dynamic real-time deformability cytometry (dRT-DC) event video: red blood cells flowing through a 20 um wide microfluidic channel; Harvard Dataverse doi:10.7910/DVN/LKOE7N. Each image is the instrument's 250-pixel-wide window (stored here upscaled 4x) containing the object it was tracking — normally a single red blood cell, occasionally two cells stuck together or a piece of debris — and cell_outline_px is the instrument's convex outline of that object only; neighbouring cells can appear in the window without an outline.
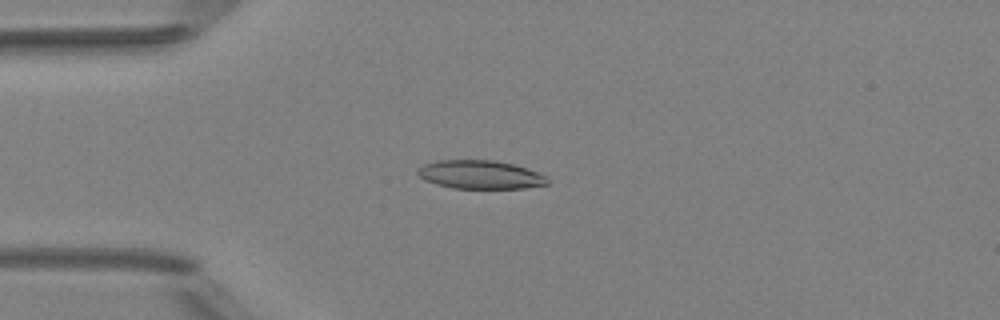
{"species": "Egyptian fruit bat (a non-hibernating species)", "species_latin": "Rousettus aegyptiacus", "temperature_condition": "room temperature", "stored_images_in_passage": 5, "camera_frame_rate_fps": 3000, "um_per_image_px": 0.085, "animal": {"sex": "female"}, "frame": {"image": 1, "passage_image": 4, "time_ms": 3.667, "image_size_px": [1000, 320], "cell_outline_px": [[548, 184], [524, 188], [452, 188], [436, 184], [424, 180], [416, 172], [416, 168], [424, 164], [436, 160], [492, 160], [512, 164], [528, 168], [548, 176]], "centroid_in_image_um": [40.81, 14.84], "position_along_channel_um": 44.2, "area_um2": 21.68}}